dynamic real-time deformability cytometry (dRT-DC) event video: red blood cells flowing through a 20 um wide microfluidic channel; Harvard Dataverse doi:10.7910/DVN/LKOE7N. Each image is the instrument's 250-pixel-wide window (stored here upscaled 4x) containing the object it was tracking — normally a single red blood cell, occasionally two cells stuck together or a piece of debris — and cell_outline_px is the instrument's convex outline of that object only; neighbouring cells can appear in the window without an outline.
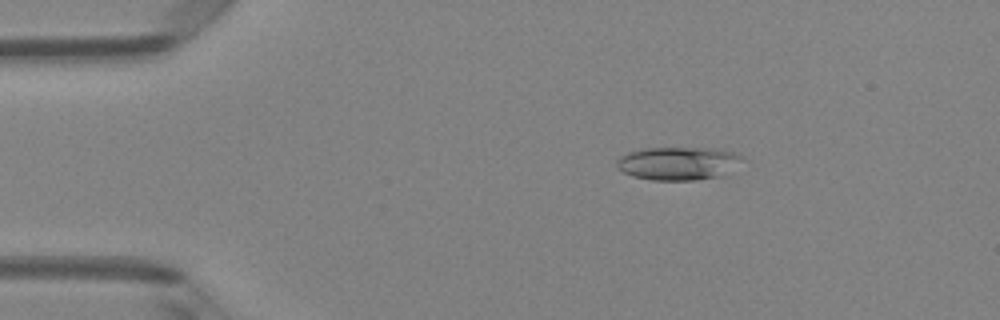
{"species": "Egyptian fruit bat (a non-hibernating species)", "species_latin": "Rousettus aegyptiacus", "temperature_condition": "room temperature", "stored_images_in_passage": 48, "camera_frame_rate_fps": 3000, "um_per_image_px": 0.085, "animal": {"sex": "female"}, "frame": {"image": 1, "passage_image": 8, "time_ms": 2.333, "image_size_px": [1000, 320], "cell_outline_px": [[748, 160], [724, 176], [696, 180], [652, 180], [632, 176], [616, 168], [616, 160], [620, 156], [628, 152], [644, 148], [712, 148], [736, 152], [744, 156]], "centroid_in_image_um": [57.74, 13.88], "position_along_channel_um": 27.3, "area_um2": 24.97}}
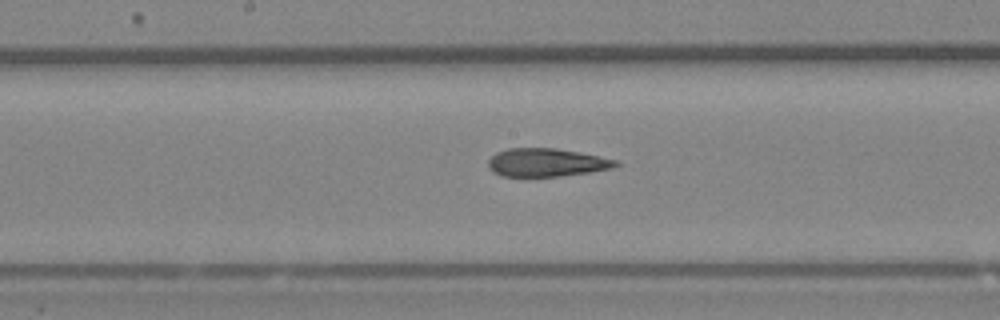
{"frame": {"image": 2, "passage_image": 25, "time_ms": 8.0, "image_size_px": [1000, 320], "cell_outline_px": [[620, 164], [612, 168], [588, 172], [560, 176], [500, 176], [492, 172], [488, 168], [488, 160], [496, 152], [508, 148], [556, 148], [616, 160]], "centroid_in_image_um": [46.38, 13.81], "position_along_channel_um": 201.8, "area_um2": 20.75}}
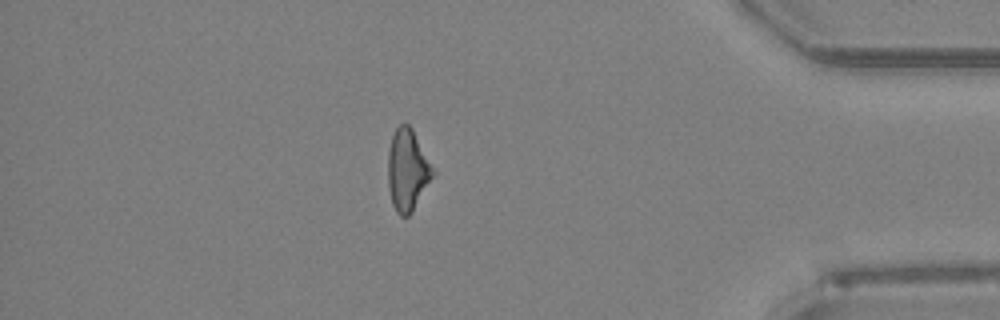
{"frame": {"image": 3, "passage_image": 42, "time_ms": 13.667, "image_size_px": [1000, 320], "cell_outline_px": [[436, 172], [412, 212], [408, 216], [400, 216], [396, 212], [392, 204], [388, 188], [388, 152], [392, 136], [396, 128], [400, 124], [408, 124], [412, 128]], "centroid_in_image_um": [34.63, 14.47], "position_along_channel_um": 400.6, "area_um2": 21.39}, "authors_computed_cell_mechanics": {"area_um2": 21.6461, "velocity_mm_per_s": 4.1593, "shape_relaxation_time_tau1_ms": 10.6339, "shape_relaxation_time_tau2_ms": 2.2612, "deformation_change_tau1": 0.2807, "deformation_change_tau2": 0.1362}}